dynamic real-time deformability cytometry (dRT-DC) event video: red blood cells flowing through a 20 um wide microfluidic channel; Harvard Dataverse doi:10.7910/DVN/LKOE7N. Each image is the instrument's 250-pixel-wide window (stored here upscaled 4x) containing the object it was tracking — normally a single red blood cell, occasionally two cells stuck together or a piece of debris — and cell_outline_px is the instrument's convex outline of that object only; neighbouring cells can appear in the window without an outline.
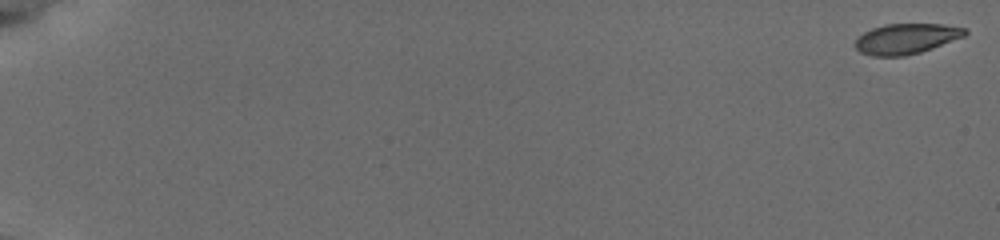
{"species": "common noctule bat (a hibernating species)", "species_latin": "Nyctalus noctula", "temperature_condition": "cold", "stored_images_in_passage": 56, "camera_frame_rate_fps": 3000, "um_per_image_px": 0.085, "animal": {"sex": "female", "body_mass_g": 19.5, "forearm_length_mm": 54.1}, "frame": {"image": 1, "passage_image": 1, "time_ms": 0.0, "image_size_px": [1000, 240], "cell_outline_px": [[968, 32], [964, 36], [932, 48], [920, 52], [904, 56], [872, 56], [860, 52], [856, 48], [856, 40], [864, 32], [872, 28], [884, 24], [944, 24], [968, 28]], "centroid_in_image_um": [77.05, 3.28], "position_along_channel_um": 8.0, "area_um2": 19.36}}
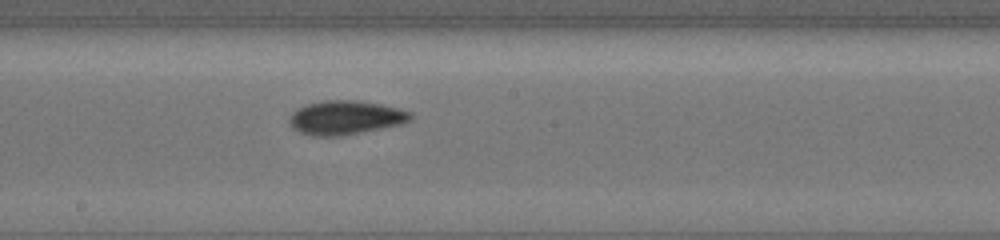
{"frame": {"image": 2, "passage_image": 32, "time_ms": 11.0, "image_size_px": [1000, 240], "cell_outline_px": [[412, 116], [408, 120], [400, 124], [340, 136], [312, 136], [300, 132], [288, 120], [292, 112], [308, 104], [324, 100], [356, 100], [380, 104], [400, 108], [412, 112]], "centroid_in_image_um": [29.38, 9.98], "position_along_channel_um": 218.8, "area_um2": 23.58}}
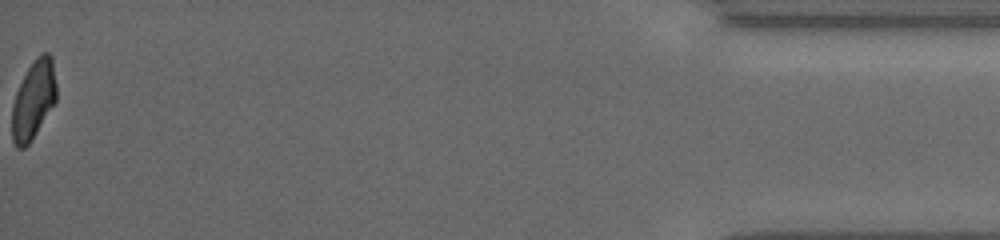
{"frame": {"image": 3, "passage_image": 56, "time_ms": 18.667, "image_size_px": [1000, 240], "cell_outline_px": [[56, 100], [36, 132], [28, 144], [24, 148], [16, 148], [12, 140], [12, 104], [16, 92], [28, 68], [36, 56], [44, 52], [48, 52], [52, 56], [56, 84]], "centroid_in_image_um": [2.84, 8.46], "position_along_channel_um": 432.4, "area_um2": 20.11}, "authors_computed_cell_mechanics": {"area_um2": 21.4438, "velocity_mm_per_s": 3.8167, "shape_relaxation_time_tau1_ms": 3.1014, "shape_relaxation_time_tau2_ms": null, "deformation_change_tau1": 0.1216, "deformation_change_tau2": null}}